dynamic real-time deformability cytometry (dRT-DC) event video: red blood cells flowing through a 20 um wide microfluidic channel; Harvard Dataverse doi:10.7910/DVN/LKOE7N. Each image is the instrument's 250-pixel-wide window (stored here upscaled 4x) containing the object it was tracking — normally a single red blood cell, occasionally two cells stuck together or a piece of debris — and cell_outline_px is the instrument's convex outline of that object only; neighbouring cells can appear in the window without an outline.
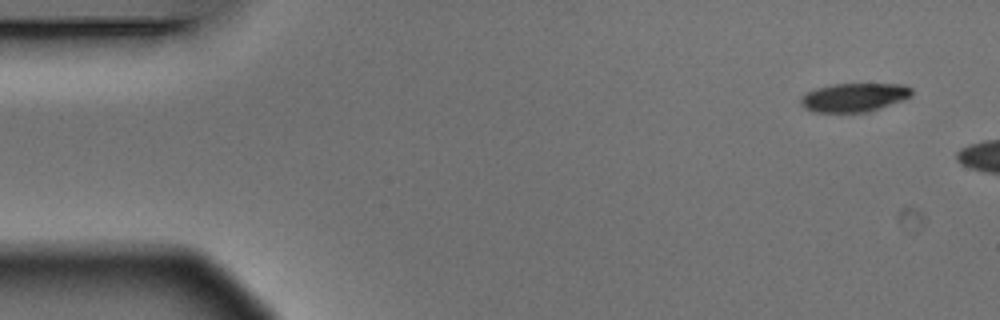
{"species": "Egyptian fruit bat (a non-hibernating species)", "species_latin": "Rousettus aegyptiacus", "temperature_condition": "warm", "stored_images_in_passage": 2, "camera_frame_rate_fps": 3000, "um_per_image_px": 0.085, "animal": {"sex": "male"}, "frame": {"image": 1, "passage_image": 1, "time_ms": 0.0, "image_size_px": [1000, 320], "cell_outline_px": [[912, 96], [904, 100], [868, 112], [812, 112], [804, 108], [800, 104], [800, 96], [804, 92], [816, 88], [832, 84], [904, 84], [912, 88]], "centroid_in_image_um": [72.57, 8.28], "position_along_channel_um": 12.4, "area_um2": 18.84}}